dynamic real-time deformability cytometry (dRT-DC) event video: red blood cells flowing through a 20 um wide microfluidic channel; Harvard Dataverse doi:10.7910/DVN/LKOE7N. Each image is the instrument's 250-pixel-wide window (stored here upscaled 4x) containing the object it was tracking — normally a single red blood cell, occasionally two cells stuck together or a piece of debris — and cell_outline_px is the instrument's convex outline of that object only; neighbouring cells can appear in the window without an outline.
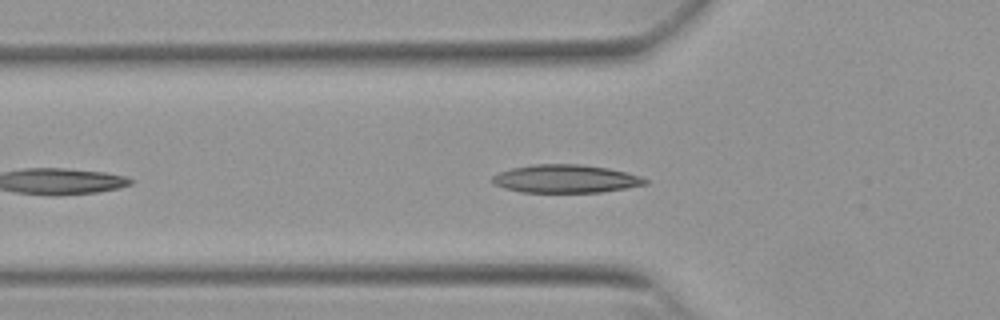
{"species": "Egyptian fruit bat (a non-hibernating species)", "species_latin": "Rousettus aegyptiacus", "temperature_condition": "warm", "stored_images_in_passage": 24, "camera_frame_rate_fps": 3000, "um_per_image_px": 0.085, "animal": {"sex": "female"}, "frame": {"image": 1, "passage_image": 4, "time_ms": 1.0, "image_size_px": [1000, 320], "cell_outline_px": [[648, 184], [600, 192], [520, 192], [504, 188], [492, 184], [488, 180], [492, 176], [500, 172], [512, 168], [532, 164], [580, 164], [608, 168], [640, 176], [648, 180]], "centroid_in_image_um": [48.01, 15.19], "position_along_channel_um": 77.8, "area_um2": 25.09}}
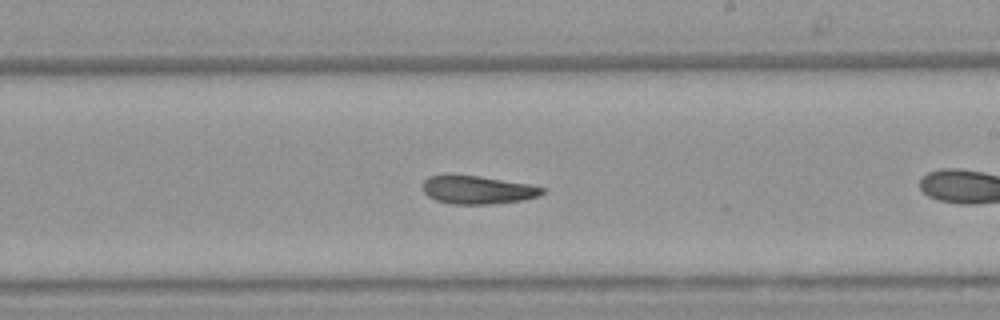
{"frame": {"image": 2, "passage_image": 14, "time_ms": 4.333, "image_size_px": [1000, 320], "cell_outline_px": [[544, 192], [540, 196], [520, 200], [492, 204], [452, 204], [436, 200], [428, 196], [424, 192], [424, 180], [428, 176], [444, 172], [452, 172], [480, 176], [528, 184], [544, 188]], "centroid_in_image_um": [40.52, 16.09], "position_along_channel_um": 248.5, "area_um2": 20.11}}
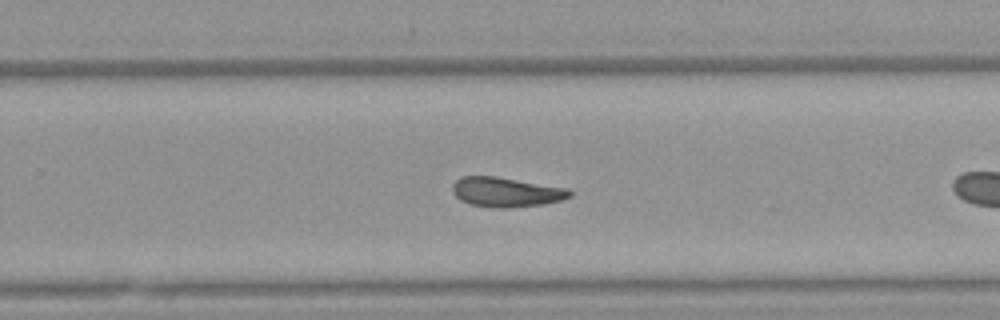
{"frame": {"image": 3, "passage_image": 17, "time_ms": 5.333, "image_size_px": [1000, 320], "cell_outline_px": [[572, 196], [564, 200], [544, 204], [508, 208], [492, 208], [472, 204], [460, 200], [452, 192], [452, 184], [460, 176], [496, 176], [568, 188], [572, 192]], "centroid_in_image_um": [43.03, 16.33], "position_along_channel_um": 286.8, "area_um2": 20.52}}